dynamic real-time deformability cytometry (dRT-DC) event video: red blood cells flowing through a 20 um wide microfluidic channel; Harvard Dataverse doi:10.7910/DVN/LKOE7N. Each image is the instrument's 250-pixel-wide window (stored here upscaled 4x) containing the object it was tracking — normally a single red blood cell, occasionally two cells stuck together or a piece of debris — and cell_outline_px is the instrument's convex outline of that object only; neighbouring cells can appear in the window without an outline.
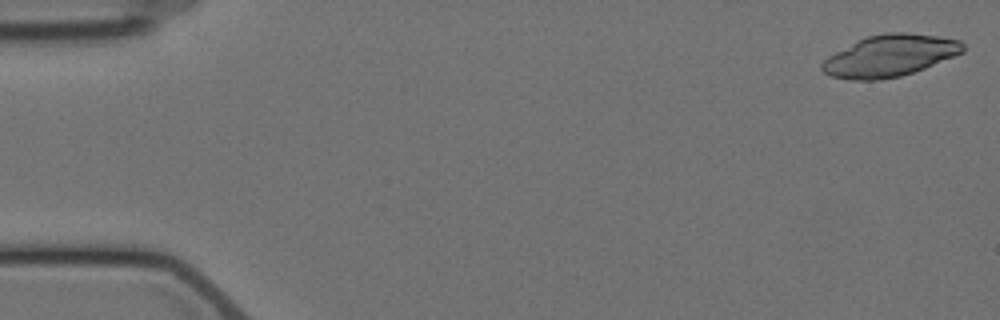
{"species": "Egyptian fruit bat (a non-hibernating species)", "species_latin": "Rousettus aegyptiacus", "temperature_condition": "cold", "stored_images_in_passage": 4, "camera_frame_rate_fps": 3000, "um_per_image_px": 0.085, "animal": {"sex": "female"}, "frame": {"image": 1, "passage_image": 1, "time_ms": 0.0, "image_size_px": [1000, 320], "cell_outline_px": [[964, 52], [924, 68], [900, 76], [880, 80], [852, 80], [832, 76], [824, 72], [820, 68], [820, 64], [828, 56], [856, 40], [868, 36], [884, 32], [904, 32], [936, 36], [960, 40], [964, 44]], "centroid_in_image_um": [75.61, 4.73], "position_along_channel_um": 9.4, "area_um2": 34.16}}